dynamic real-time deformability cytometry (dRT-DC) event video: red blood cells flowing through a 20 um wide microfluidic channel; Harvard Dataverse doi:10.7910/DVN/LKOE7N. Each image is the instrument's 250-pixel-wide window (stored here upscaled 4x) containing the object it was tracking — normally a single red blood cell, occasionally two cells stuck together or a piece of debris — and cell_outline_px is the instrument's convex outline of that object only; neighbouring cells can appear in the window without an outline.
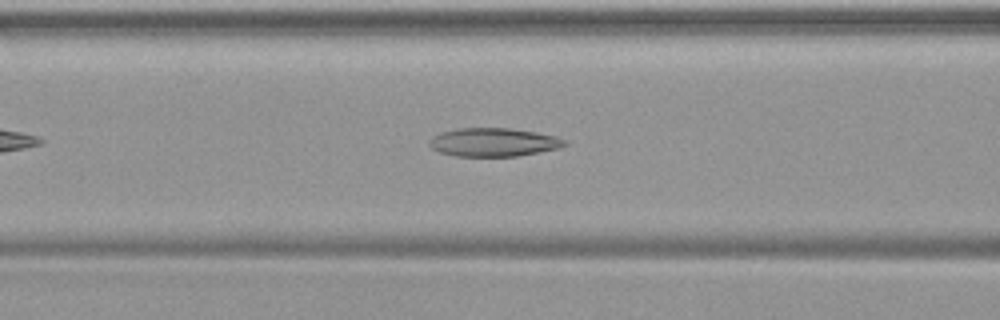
{"species": "common noctule bat (a hibernating species)", "species_latin": "Nyctalus noctula", "temperature_condition": "warm", "stored_images_in_passage": 26, "camera_frame_rate_fps": 3000, "um_per_image_px": 0.085, "animal": {"sex": "female", "body_mass_g": 19.9}, "frame": {"image": 1, "passage_image": 6, "time_ms": 1.667, "image_size_px": [1000, 320], "cell_outline_px": [[568, 144], [560, 148], [540, 152], [516, 156], [456, 156], [440, 152], [432, 148], [428, 144], [428, 140], [432, 136], [440, 132], [456, 128], [508, 128], [536, 132], [556, 136], [564, 140]], "centroid_in_image_um": [41.93, 12.08], "position_along_channel_um": 124.7, "area_um2": 22.54}}
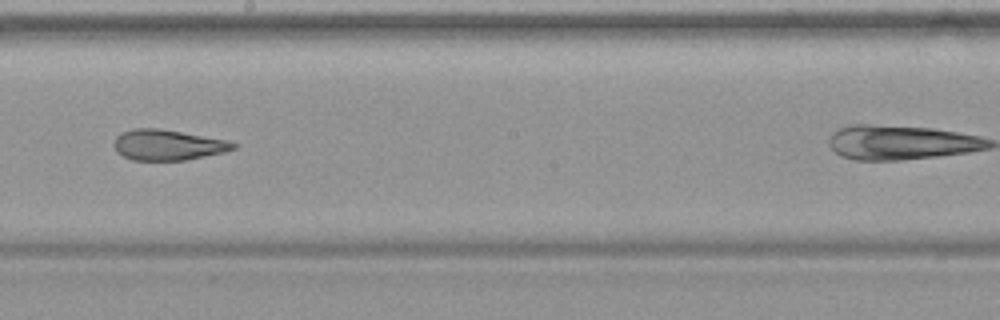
{"frame": {"image": 2, "passage_image": 14, "time_ms": 4.333, "image_size_px": [1000, 320], "cell_outline_px": [[236, 148], [224, 152], [184, 160], [132, 160], [116, 152], [112, 144], [116, 136], [120, 132], [132, 128], [160, 128], [228, 140], [236, 144]], "centroid_in_image_um": [14.21, 12.3], "position_along_channel_um": 234.0, "area_um2": 21.39}}
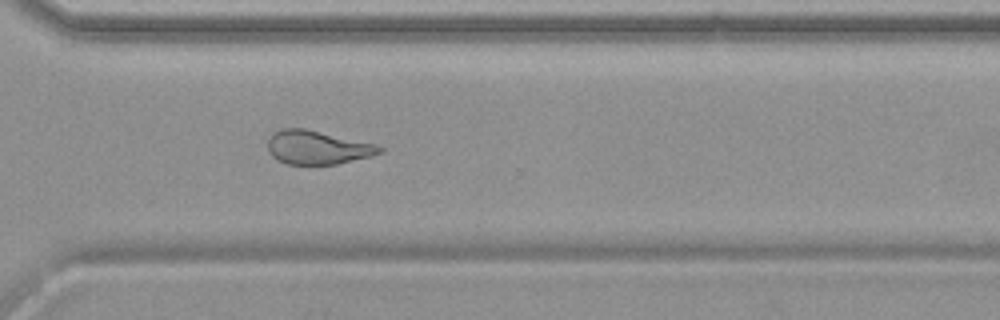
{"frame": {"image": 3, "passage_image": 22, "time_ms": 7.0, "image_size_px": [1000, 320], "cell_outline_px": [[384, 152], [372, 156], [336, 164], [288, 164], [272, 156], [268, 152], [268, 140], [272, 132], [284, 128], [304, 128], [376, 144], [384, 148]], "centroid_in_image_um": [26.99, 12.53], "position_along_channel_um": 343.6, "area_um2": 21.91}}